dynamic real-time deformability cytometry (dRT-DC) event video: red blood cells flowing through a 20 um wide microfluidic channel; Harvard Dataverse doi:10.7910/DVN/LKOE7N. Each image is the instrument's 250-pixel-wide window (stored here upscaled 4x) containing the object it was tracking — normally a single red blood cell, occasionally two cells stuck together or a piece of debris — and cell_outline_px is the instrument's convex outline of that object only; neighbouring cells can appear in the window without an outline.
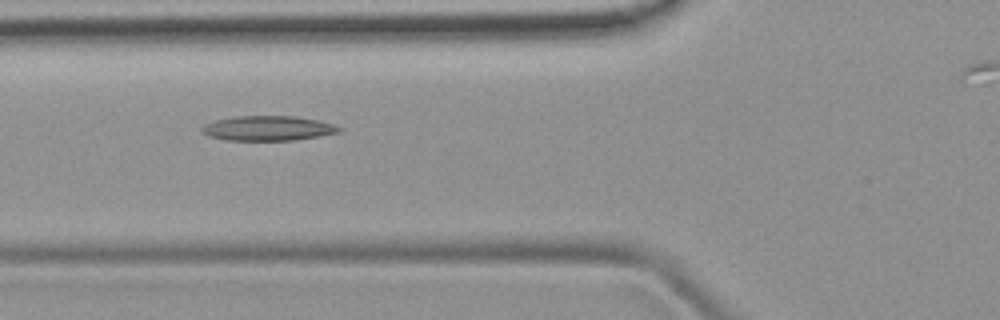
{"species": "common noctule bat (a hibernating species)", "species_latin": "Nyctalus noctula", "temperature_condition": "room temperature", "stored_images_in_passage": 6, "camera_frame_rate_fps": 3000, "um_per_image_px": 0.085, "animal": {"sex": "female", "body_mass_g": 19.9}, "frame": {"image": 1, "passage_image": 5, "time_ms": 4.333, "image_size_px": [1000, 320], "cell_outline_px": [[344, 128], [340, 132], [320, 136], [292, 140], [224, 140], [208, 136], [200, 132], [200, 128], [204, 124], [216, 120], [236, 116], [296, 116], [316, 120], [332, 124]], "centroid_in_image_um": [22.74, 10.9], "position_along_channel_um": 103.1, "area_um2": 19.88}}
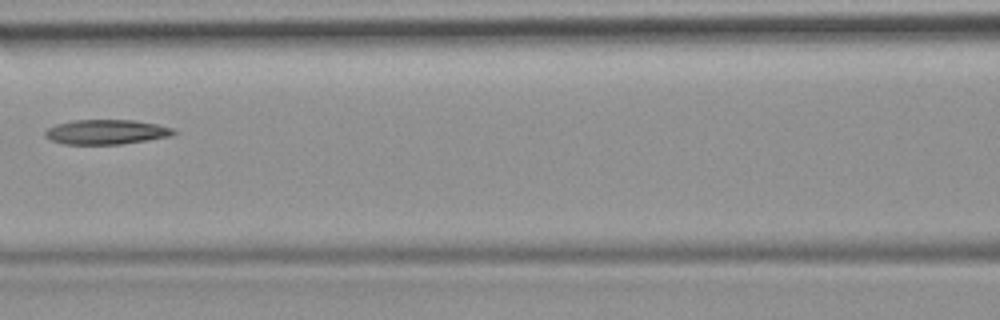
{"frame": {"image": 2, "passage_image": 6, "time_ms": 5.667, "image_size_px": [1000, 320], "cell_outline_px": [[176, 132], [172, 136], [148, 140], [120, 144], [64, 144], [52, 140], [44, 136], [44, 132], [48, 128], [56, 124], [72, 120], [132, 120], [156, 124], [172, 128]], "centroid_in_image_um": [9.02, 11.22], "position_along_channel_um": 157.6, "area_um2": 18.44}}